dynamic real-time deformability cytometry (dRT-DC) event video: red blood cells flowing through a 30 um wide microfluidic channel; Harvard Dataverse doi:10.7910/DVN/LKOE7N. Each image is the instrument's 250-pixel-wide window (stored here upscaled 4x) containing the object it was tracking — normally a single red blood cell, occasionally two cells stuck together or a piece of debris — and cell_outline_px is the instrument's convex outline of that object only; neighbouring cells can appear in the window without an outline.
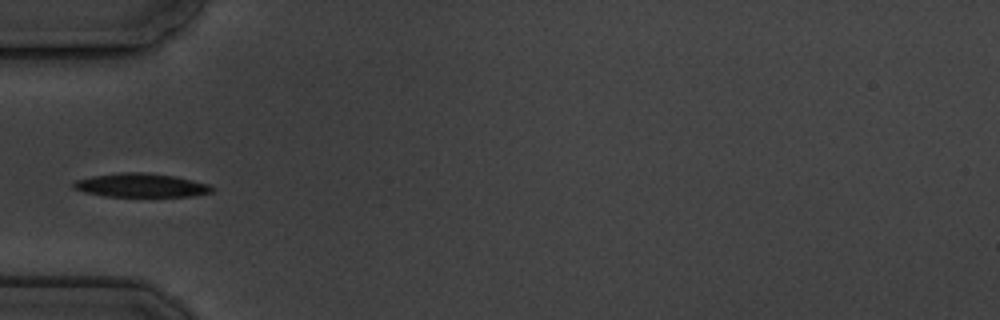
{"species": "common noctule bat (a hibernating species)", "species_latin": "Nyctalus noctula", "temperature_condition": "cold", "stored_images_in_passage": 8, "camera_frame_rate_fps": 3000, "um_per_image_px": 0.085, "animal": {"sex": "male", "body_mass_g": 19.5, "forearm_length_mm": 54.6}, "frame": {"image": 1, "passage_image": 5, "time_ms": 4.667, "image_size_px": [1000, 320], "cell_outline_px": [[216, 188], [212, 192], [192, 196], [104, 196], [84, 192], [72, 188], [72, 184], [76, 180], [92, 176], [120, 172], [140, 172], [176, 176], [208, 184]], "centroid_in_image_um": [11.98, 15.75], "position_along_channel_um": 73.0, "area_um2": 19.13}}
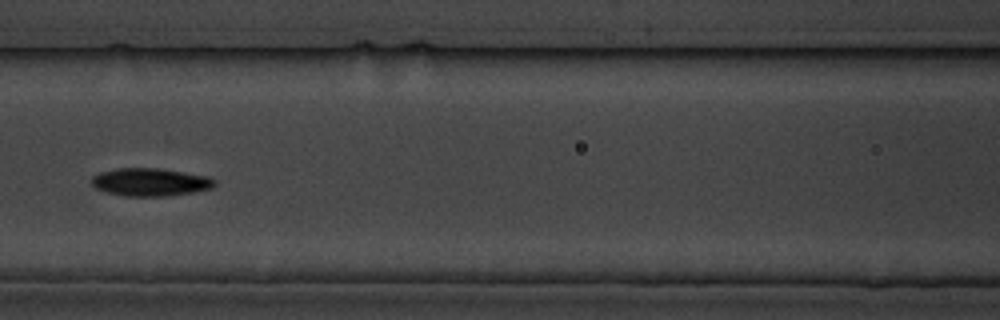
{"frame": {"image": 2, "passage_image": 7, "time_ms": 7.0, "image_size_px": [1000, 320], "cell_outline_px": [[216, 184], [212, 188], [192, 192], [164, 196], [124, 196], [104, 192], [96, 188], [92, 184], [92, 176], [100, 172], [116, 168], [156, 168], [208, 176], [216, 180]], "centroid_in_image_um": [12.75, 15.48], "position_along_channel_um": 153.9, "area_um2": 19.94}}